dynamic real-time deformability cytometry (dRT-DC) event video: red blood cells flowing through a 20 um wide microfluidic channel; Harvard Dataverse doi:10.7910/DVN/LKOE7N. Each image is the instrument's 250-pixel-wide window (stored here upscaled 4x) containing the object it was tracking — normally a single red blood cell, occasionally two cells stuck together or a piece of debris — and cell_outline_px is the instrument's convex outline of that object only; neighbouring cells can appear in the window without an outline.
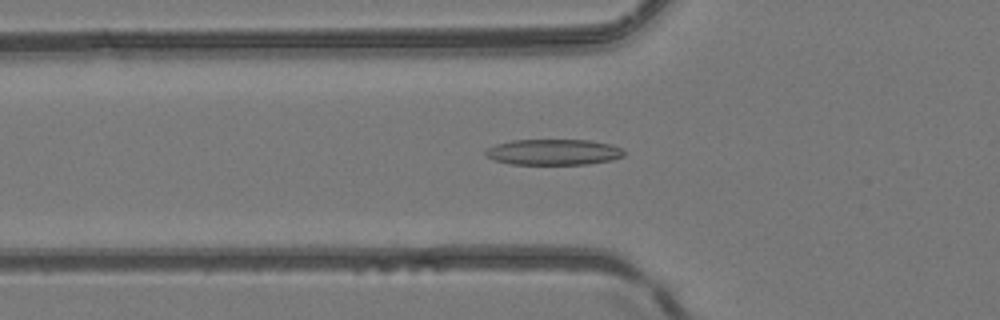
{"species": "common noctule bat (a hibernating species)", "species_latin": "Nyctalus noctula", "temperature_condition": "room temperature", "stored_images_in_passage": 50, "camera_frame_rate_fps": 3000, "um_per_image_px": 0.085, "animal": {"sex": "female", "body_mass_g": 24.6, "forearm_length_mm": 56.2}, "frame": {"image": 1, "passage_image": 18, "time_ms": 5.667, "image_size_px": [1000, 320], "cell_outline_px": [[624, 156], [612, 160], [588, 164], [512, 164], [496, 160], [488, 156], [484, 152], [488, 148], [496, 144], [512, 140], [588, 140], [608, 144], [624, 148]], "centroid_in_image_um": [47.08, 12.92], "position_along_channel_um": 78.7, "area_um2": 20.69}}
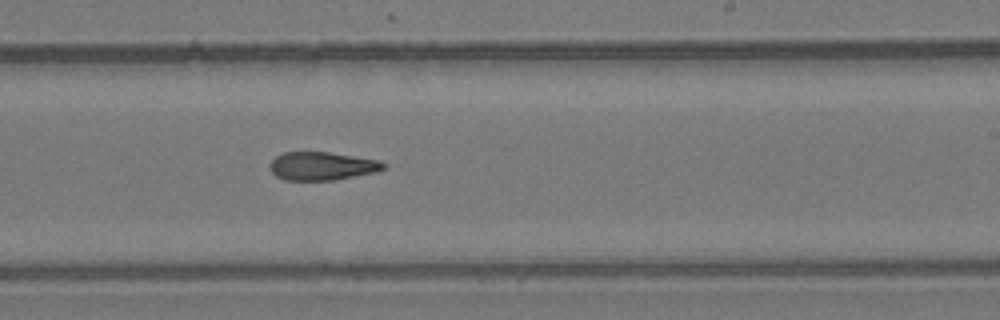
{"frame": {"image": 2, "passage_image": 31, "time_ms": 10.0, "image_size_px": [1000, 320], "cell_outline_px": [[388, 164], [384, 168], [376, 172], [336, 180], [284, 180], [276, 176], [268, 168], [268, 164], [276, 156], [284, 152], [328, 152], [380, 160]], "centroid_in_image_um": [27.36, 14.12], "position_along_channel_um": 261.6, "area_um2": 18.9}}
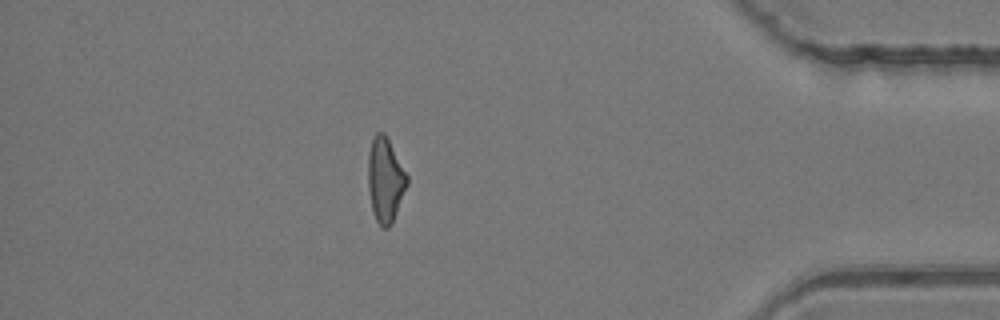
{"frame": {"image": 3, "passage_image": 44, "time_ms": 14.333, "image_size_px": [1000, 320], "cell_outline_px": [[408, 184], [392, 224], [388, 228], [380, 228], [372, 212], [368, 188], [368, 152], [372, 140], [376, 132], [384, 132], [408, 176]], "centroid_in_image_um": [32.74, 15.33], "position_along_channel_um": 402.5, "area_um2": 19.31}, "authors_computed_cell_mechanics": {"area_um2": 19.8254, "velocity_mm_per_s": 4.2017, "shape_relaxation_time_tau1_ms": null, "shape_relaxation_time_tau2_ms": 5.2628, "deformation_change_tau1": null, "deformation_change_tau2": 0.1693}}